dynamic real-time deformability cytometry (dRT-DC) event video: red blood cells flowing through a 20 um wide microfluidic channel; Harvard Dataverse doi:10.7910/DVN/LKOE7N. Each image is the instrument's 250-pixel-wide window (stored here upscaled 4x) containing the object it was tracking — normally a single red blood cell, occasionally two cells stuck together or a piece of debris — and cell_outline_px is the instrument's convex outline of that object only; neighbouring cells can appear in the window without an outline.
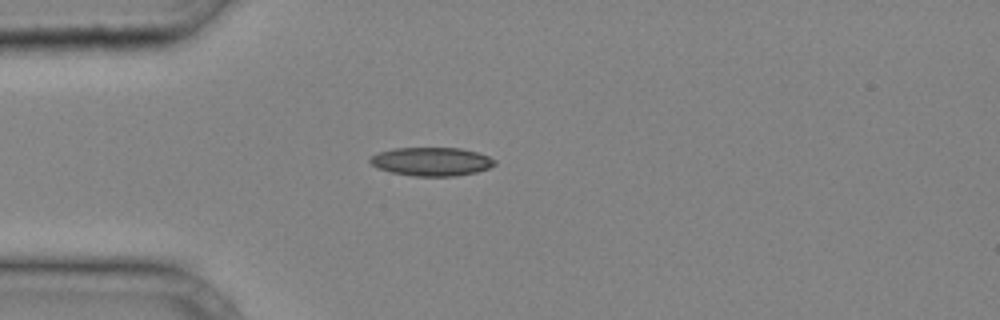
{"species": "common noctule bat (a hibernating species)", "species_latin": "Nyctalus noctula", "temperature_condition": "cold", "stored_images_in_passage": 6, "camera_frame_rate_fps": 3000, "um_per_image_px": 0.085, "animal": {"sex": "male", "body_mass_g": 20.4}, "frame": {"image": 1, "passage_image": 1, "time_ms": 0.0, "image_size_px": [1000, 320], "cell_outline_px": [[496, 164], [488, 168], [476, 172], [456, 176], [412, 176], [392, 172], [376, 168], [368, 160], [372, 156], [380, 152], [392, 148], [460, 148], [476, 152], [488, 156], [496, 160]], "centroid_in_image_um": [36.68, 13.73], "position_along_channel_um": 48.3, "area_um2": 20.69}}
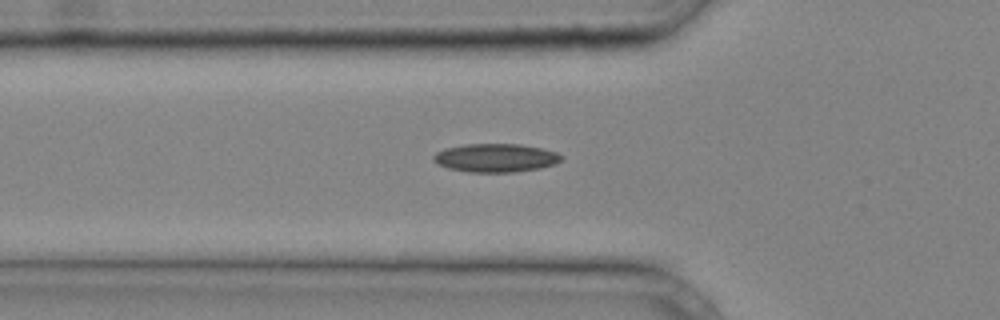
{"frame": {"image": 2, "passage_image": 4, "time_ms": 1.0, "image_size_px": [1000, 320], "cell_outline_px": [[564, 156], [556, 164], [540, 168], [516, 172], [468, 172], [448, 168], [432, 160], [432, 156], [436, 152], [444, 148], [464, 144], [520, 144], [540, 148], [556, 152]], "centroid_in_image_um": [42.12, 13.42], "position_along_channel_um": 83.7, "area_um2": 21.27}}